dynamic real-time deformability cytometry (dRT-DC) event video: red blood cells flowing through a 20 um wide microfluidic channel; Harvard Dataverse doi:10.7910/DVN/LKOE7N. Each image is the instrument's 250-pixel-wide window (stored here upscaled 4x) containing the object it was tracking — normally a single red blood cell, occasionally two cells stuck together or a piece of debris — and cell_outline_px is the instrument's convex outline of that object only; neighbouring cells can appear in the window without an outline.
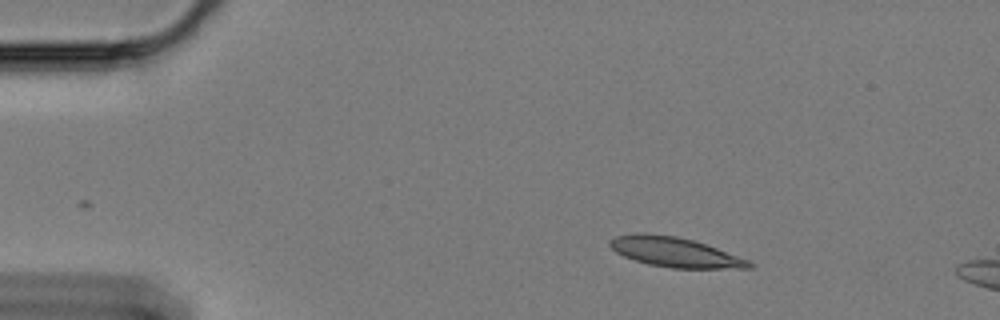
{"species": "Egyptian fruit bat (a non-hibernating species)", "species_latin": "Rousettus aegyptiacus", "temperature_condition": "cold", "stored_images_in_passage": 10, "camera_frame_rate_fps": 3000, "um_per_image_px": 0.085, "animal": {"sex": "female"}, "frame": {"image": 1, "passage_image": 1, "time_ms": 0.0, "image_size_px": [1000, 320], "cell_outline_px": [[756, 264], [752, 268], [672, 268], [648, 264], [624, 256], [616, 252], [608, 244], [608, 240], [616, 236], [636, 232], [644, 232], [676, 236], [692, 240], [716, 248], [748, 260]], "centroid_in_image_um": [57.33, 21.42], "position_along_channel_um": 27.7, "area_um2": 24.04}}